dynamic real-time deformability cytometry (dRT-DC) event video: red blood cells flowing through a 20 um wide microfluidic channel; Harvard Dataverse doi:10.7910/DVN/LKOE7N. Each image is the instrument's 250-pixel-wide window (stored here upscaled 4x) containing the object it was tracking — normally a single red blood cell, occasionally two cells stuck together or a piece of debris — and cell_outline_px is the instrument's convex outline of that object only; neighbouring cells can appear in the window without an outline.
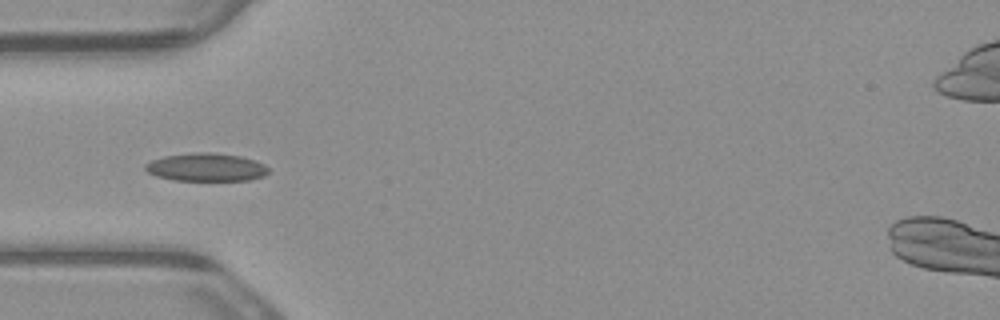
{"species": "common noctule bat (a hibernating species)", "species_latin": "Nyctalus noctula", "temperature_condition": "warm", "stored_images_in_passage": 5, "camera_frame_rate_fps": 3000, "um_per_image_px": 0.085, "animal": {"sex": "male", "body_mass_g": 23.1, "forearm_length_mm": 52.7}, "frame": {"image": 1, "passage_image": 4, "time_ms": 1.0, "image_size_px": [1000, 320], "cell_outline_px": [[268, 172], [264, 176], [248, 180], [176, 180], [156, 176], [148, 172], [144, 168], [144, 164], [152, 160], [164, 156], [192, 152], [212, 152], [240, 156], [256, 160], [264, 164], [268, 168]], "centroid_in_image_um": [17.52, 14.2], "position_along_channel_um": 67.5, "area_um2": 20.17}}
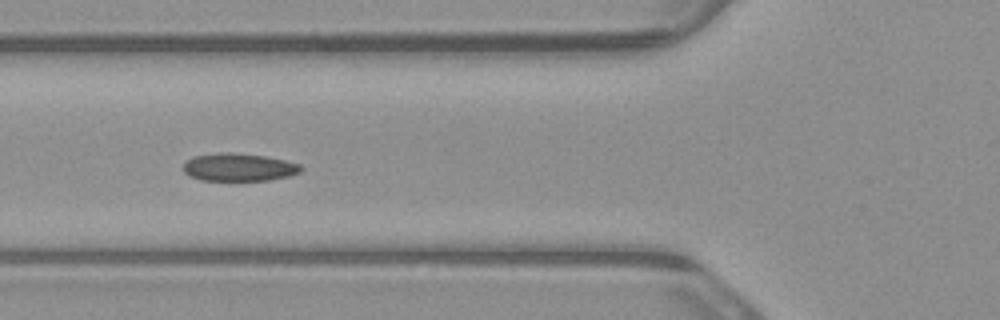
{"frame": {"image": 2, "passage_image": 5, "time_ms": 1.333, "image_size_px": [1000, 320], "cell_outline_px": [[304, 168], [300, 172], [288, 176], [268, 180], [200, 180], [188, 176], [184, 172], [184, 164], [192, 156], [224, 152], [264, 156], [284, 160], [300, 164]], "centroid_in_image_um": [20.29, 14.22], "position_along_channel_um": 105.5, "area_um2": 18.9}}